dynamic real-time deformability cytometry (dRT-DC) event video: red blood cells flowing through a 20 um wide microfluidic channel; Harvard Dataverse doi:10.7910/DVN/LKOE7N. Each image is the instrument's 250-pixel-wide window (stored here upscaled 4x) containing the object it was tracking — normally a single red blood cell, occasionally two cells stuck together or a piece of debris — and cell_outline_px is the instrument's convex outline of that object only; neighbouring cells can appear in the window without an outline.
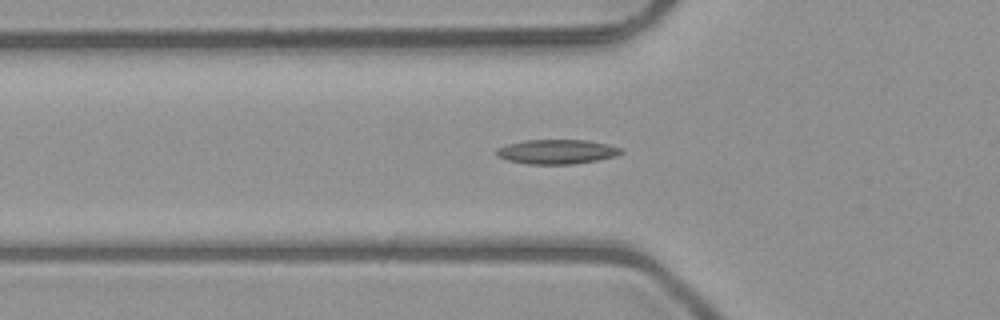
{"species": "common noctule bat (a hibernating species)", "species_latin": "Nyctalus noctula", "temperature_condition": "room temperature", "stored_images_in_passage": 37, "camera_frame_rate_fps": 3000, "um_per_image_px": 0.085, "animal": {"sex": "male", "body_mass_g": 23.1, "forearm_length_mm": 52.7}, "frame": {"image": 1, "passage_image": 4, "time_ms": 1.0, "image_size_px": [1000, 320], "cell_outline_px": [[624, 152], [616, 156], [596, 160], [572, 164], [528, 164], [508, 160], [496, 156], [496, 148], [508, 144], [524, 140], [588, 140], [608, 144], [624, 148]], "centroid_in_image_um": [47.35, 12.89], "position_along_channel_um": 78.4, "area_um2": 17.86}}
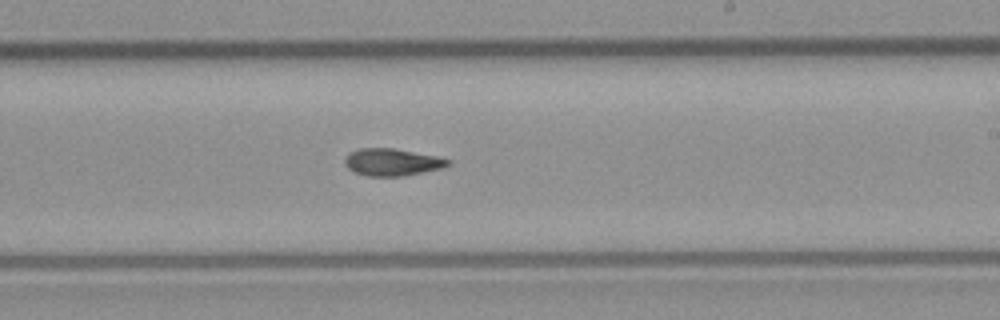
{"frame": {"image": 2, "passage_image": 17, "time_ms": 5.333, "image_size_px": [1000, 320], "cell_outline_px": [[452, 164], [444, 168], [404, 176], [368, 176], [352, 172], [344, 164], [344, 160], [348, 152], [360, 148], [392, 148], [440, 156], [452, 160]], "centroid_in_image_um": [33.36, 13.78], "position_along_channel_um": 255.6, "area_um2": 16.76}}
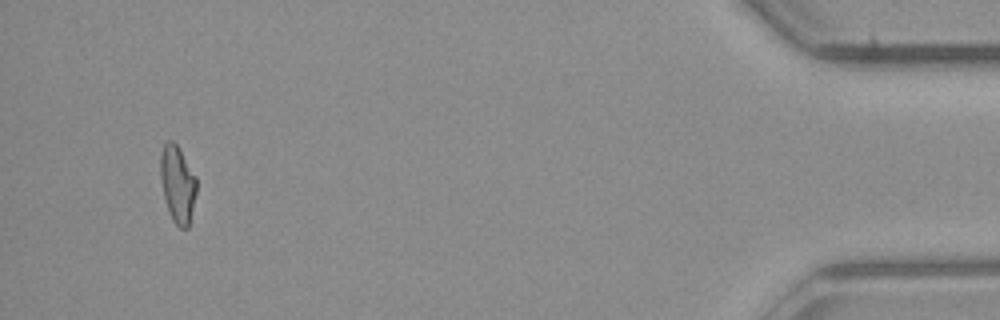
{"frame": {"image": 3, "passage_image": 35, "time_ms": 11.333, "image_size_px": [1000, 320], "cell_outline_px": [[196, 192], [188, 228], [180, 228], [172, 220], [164, 196], [160, 176], [160, 152], [164, 144], [168, 140], [172, 140], [176, 144], [196, 176]], "centroid_in_image_um": [15.08, 15.63], "position_along_channel_um": 420.1, "area_um2": 16.01}}